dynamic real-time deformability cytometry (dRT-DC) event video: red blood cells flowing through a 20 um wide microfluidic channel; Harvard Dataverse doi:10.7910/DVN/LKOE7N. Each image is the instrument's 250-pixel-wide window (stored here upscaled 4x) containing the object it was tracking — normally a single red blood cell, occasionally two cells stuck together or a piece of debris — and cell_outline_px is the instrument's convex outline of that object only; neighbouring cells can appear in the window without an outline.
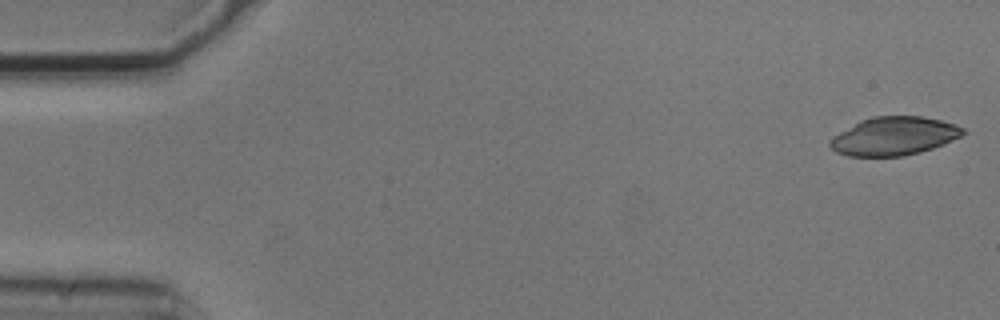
{"species": "common noctule bat (a hibernating species)", "species_latin": "Nyctalus noctula", "temperature_condition": "cold", "stored_images_in_passage": 2, "camera_frame_rate_fps": 3000, "um_per_image_px": 0.085, "animal": {"sex": "male", "body_mass_g": 20.5, "forearm_length_mm": 52.5}, "frame": {"image": 1, "passage_image": 1, "time_ms": 0.0, "image_size_px": [1000, 320], "cell_outline_px": [[968, 132], [944, 144], [920, 152], [904, 156], [848, 156], [836, 152], [828, 144], [832, 136], [860, 120], [872, 116], [920, 116], [940, 120], [956, 124], [964, 128]], "centroid_in_image_um": [75.99, 11.56], "position_along_channel_um": 9.0, "area_um2": 29.82}}